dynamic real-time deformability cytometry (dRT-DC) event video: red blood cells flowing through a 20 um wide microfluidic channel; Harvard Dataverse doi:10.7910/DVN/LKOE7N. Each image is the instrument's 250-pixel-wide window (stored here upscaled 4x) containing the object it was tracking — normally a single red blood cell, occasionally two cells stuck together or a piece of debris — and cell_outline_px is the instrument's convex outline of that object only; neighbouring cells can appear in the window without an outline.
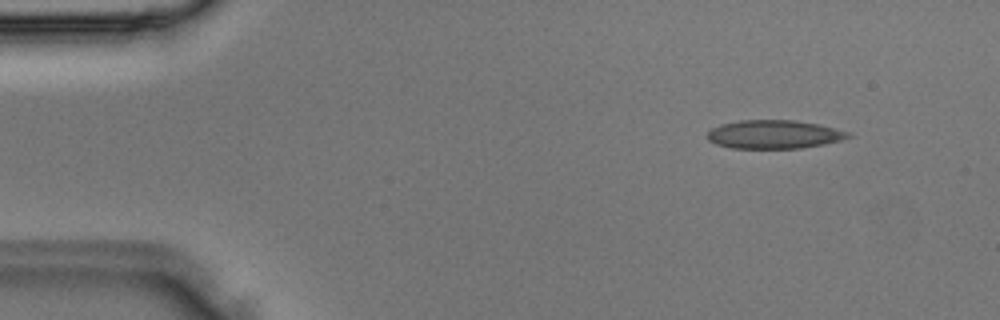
{"species": "Egyptian fruit bat (a non-hibernating species)", "species_latin": "Rousettus aegyptiacus", "temperature_condition": "room temperature", "stored_images_in_passage": 3, "camera_frame_rate_fps": 3000, "um_per_image_px": 0.085, "animal": {"sex": "male"}, "frame": {"image": 1, "passage_image": 1, "time_ms": 0.0, "image_size_px": [1000, 320], "cell_outline_px": [[852, 136], [840, 140], [824, 144], [800, 148], [732, 148], [716, 144], [708, 140], [708, 132], [712, 128], [720, 124], [740, 120], [796, 120], [820, 124], [848, 132]], "centroid_in_image_um": [65.78, 11.41], "position_along_channel_um": 19.2, "area_um2": 23.35}}